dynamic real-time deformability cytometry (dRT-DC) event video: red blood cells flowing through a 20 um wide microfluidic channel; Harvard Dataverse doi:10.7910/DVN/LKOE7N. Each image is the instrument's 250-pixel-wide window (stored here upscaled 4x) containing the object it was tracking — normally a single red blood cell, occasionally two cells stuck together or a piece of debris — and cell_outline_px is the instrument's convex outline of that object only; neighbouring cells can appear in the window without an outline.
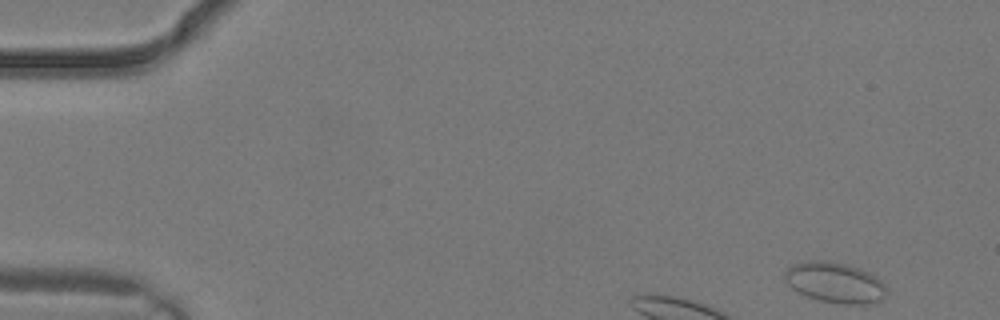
{"species": "common noctule bat (a hibernating species)", "species_latin": "Nyctalus noctula", "temperature_condition": "warm", "stored_images_in_passage": 5, "camera_frame_rate_fps": 3000, "um_per_image_px": 0.085, "animal": {"sex": "male", "body_mass_g": 19.2, "forearm_length_mm": 51.8}, "frame": {"image": 1, "passage_image": 5, "time_ms": 1.333, "image_size_px": [1000, 320], "cell_outline_px": [[884, 296], [880, 300], [868, 304], [844, 304], [820, 300], [808, 296], [792, 288], [784, 280], [784, 272], [792, 264], [808, 260], [828, 260], [848, 264], [860, 268], [876, 276], [884, 284]], "centroid_in_image_um": [70.94, 23.99], "position_along_channel_um": 14.1, "area_um2": 23.99}}